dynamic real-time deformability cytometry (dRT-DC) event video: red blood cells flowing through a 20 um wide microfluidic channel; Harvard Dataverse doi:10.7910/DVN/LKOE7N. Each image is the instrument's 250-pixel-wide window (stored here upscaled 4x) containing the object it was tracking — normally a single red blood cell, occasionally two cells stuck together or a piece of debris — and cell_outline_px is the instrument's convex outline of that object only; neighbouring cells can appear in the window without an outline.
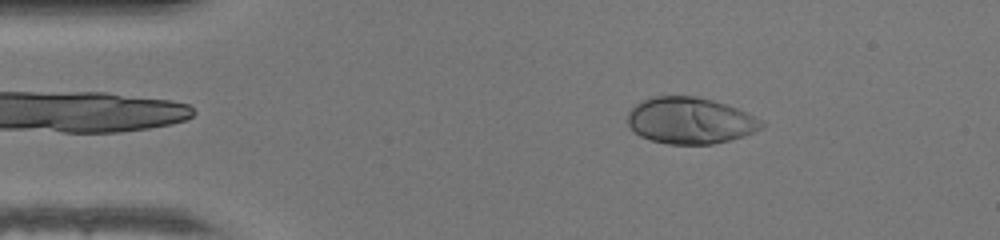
{"species": "human", "species_latin": "Homo sapiens", "temperature_condition": "warm", "stored_images_in_passage": 46, "camera_frame_rate_fps": 3000, "um_per_image_px": 0.085, "donor": {"sex": "female"}, "frame": {"image": 1, "passage_image": 7, "time_ms": 2.0, "image_size_px": [1000, 240], "cell_outline_px": [[764, 128], [744, 136], [712, 144], [668, 144], [652, 140], [640, 136], [628, 124], [628, 112], [640, 100], [656, 96], [696, 96], [712, 100], [736, 108], [764, 120]], "centroid_in_image_um": [58.68, 10.25], "position_along_channel_um": 26.3, "area_um2": 36.18}}
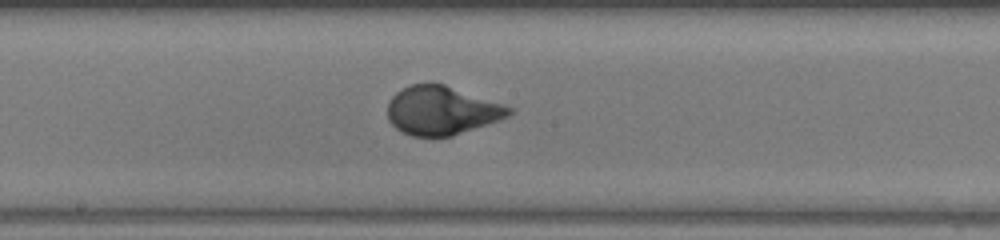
{"frame": {"image": 2, "passage_image": 24, "time_ms": 7.667, "image_size_px": [1000, 240], "cell_outline_px": [[512, 112], [508, 116], [500, 120], [452, 136], [412, 136], [396, 128], [388, 120], [388, 100], [396, 92], [408, 84], [444, 84], [504, 104], [512, 108]], "centroid_in_image_um": [37.53, 9.39], "position_along_channel_um": 210.7, "area_um2": 34.33}}
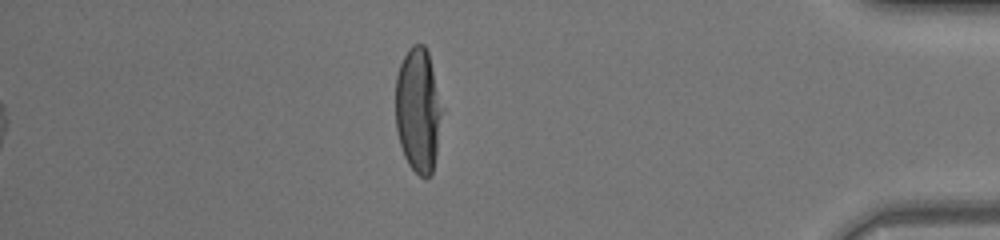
{"frame": {"image": 3, "passage_image": 40, "time_ms": 13.0, "image_size_px": [1000, 240], "cell_outline_px": [[444, 108], [436, 152], [432, 172], [428, 176], [420, 176], [408, 164], [404, 156], [400, 144], [396, 128], [396, 76], [400, 64], [408, 48], [412, 44], [424, 44], [428, 52]], "centroid_in_image_um": [35.55, 9.32], "position_along_channel_um": 399.6, "area_um2": 33.99}, "authors_computed_cell_mechanics": {"area_um2": 35.0268, "velocity_mm_per_s": 4.3528, "shape_relaxation_time_tau1_ms": 3.5856, "shape_relaxation_time_tau2_ms": null, "deformation_change_tau1": 0.2257, "deformation_change_tau2": null}}